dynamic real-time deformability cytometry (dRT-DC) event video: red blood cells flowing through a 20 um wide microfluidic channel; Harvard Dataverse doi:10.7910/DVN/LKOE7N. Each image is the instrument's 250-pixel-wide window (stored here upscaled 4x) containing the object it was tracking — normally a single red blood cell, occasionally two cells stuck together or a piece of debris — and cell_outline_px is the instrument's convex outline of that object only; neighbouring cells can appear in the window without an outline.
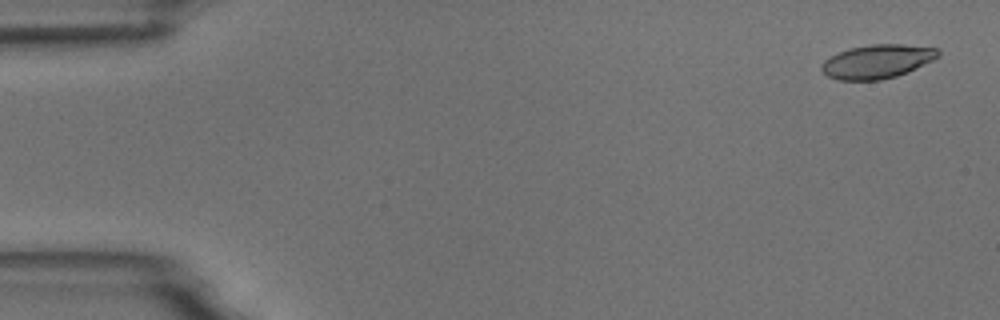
{"species": "common noctule bat (a hibernating species)", "species_latin": "Nyctalus noctula", "temperature_condition": "room temperature", "stored_images_in_passage": 4, "camera_frame_rate_fps": 3000, "um_per_image_px": 0.085, "animal": {"sex": "male", "body_mass_g": 18.8}, "frame": {"image": 1, "passage_image": 1, "time_ms": 0.0, "image_size_px": [1000, 320], "cell_outline_px": [[940, 56], [908, 72], [896, 76], [880, 80], [840, 80], [828, 76], [820, 68], [824, 60], [848, 48], [872, 44], [900, 44], [936, 48], [940, 52]], "centroid_in_image_um": [74.56, 5.22], "position_along_channel_um": 10.4, "area_um2": 22.77}}
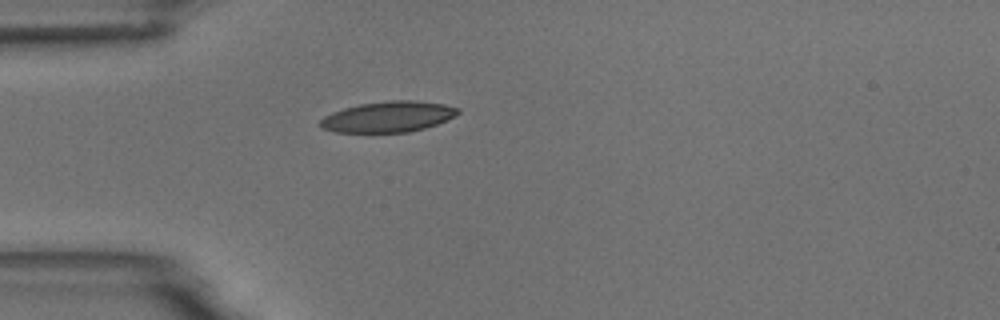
{"frame": {"image": 2, "passage_image": 4, "time_ms": 4.333, "image_size_px": [1000, 320], "cell_outline_px": [[460, 112], [436, 124], [424, 128], [408, 132], [336, 132], [324, 128], [320, 124], [320, 120], [324, 116], [332, 112], [344, 108], [360, 104], [388, 100], [412, 100], [444, 104], [460, 108]], "centroid_in_image_um": [32.99, 9.91], "position_along_channel_um": 52.0, "area_um2": 24.39}}